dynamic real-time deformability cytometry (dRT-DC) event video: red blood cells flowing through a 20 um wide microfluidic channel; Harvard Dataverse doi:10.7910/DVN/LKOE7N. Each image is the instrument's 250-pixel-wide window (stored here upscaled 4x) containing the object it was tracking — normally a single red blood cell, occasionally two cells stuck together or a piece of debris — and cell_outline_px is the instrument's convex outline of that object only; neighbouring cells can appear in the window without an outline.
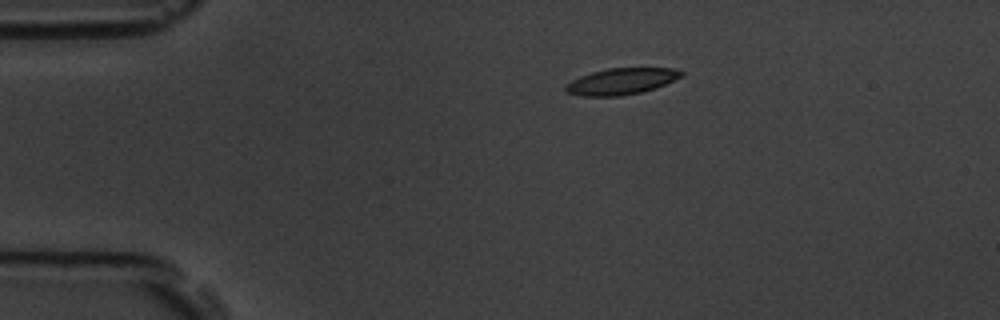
{"species": "common noctule bat (a hibernating species)", "species_latin": "Nyctalus noctula", "temperature_condition": "room temperature", "stored_images_in_passage": 9, "camera_frame_rate_fps": 3000, "um_per_image_px": 0.085, "animal": {"sex": "male", "body_mass_g": 19.5, "forearm_length_mm": 54.6}, "frame": {"image": 1, "passage_image": 1, "time_ms": 0.0, "image_size_px": [1000, 320], "cell_outline_px": [[684, 76], [656, 88], [640, 92], [620, 96], [580, 96], [568, 92], [564, 88], [572, 80], [580, 76], [592, 72], [608, 68], [672, 68], [684, 72]], "centroid_in_image_um": [52.85, 6.91], "position_along_channel_um": 32.2, "area_um2": 17.69}}
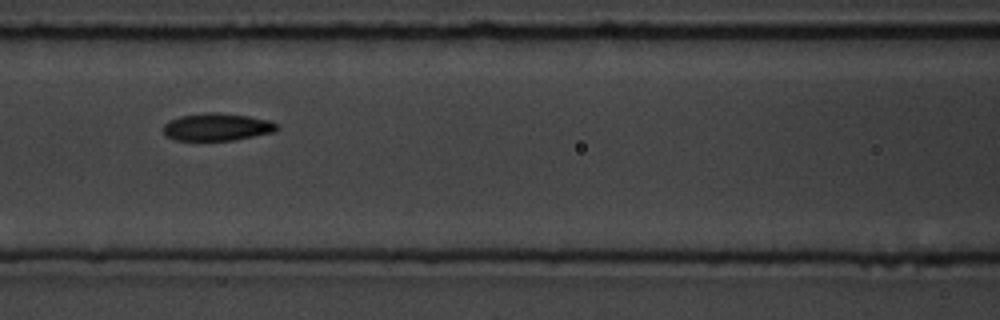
{"frame": {"image": 2, "passage_image": 5, "time_ms": 4.667, "image_size_px": [1000, 320], "cell_outline_px": [[280, 128], [272, 132], [236, 140], [176, 140], [168, 136], [164, 132], [164, 124], [168, 120], [180, 116], [208, 112], [220, 112], [248, 116], [268, 120], [280, 124]], "centroid_in_image_um": [18.47, 10.78], "position_along_channel_um": 148.1, "area_um2": 18.21}}
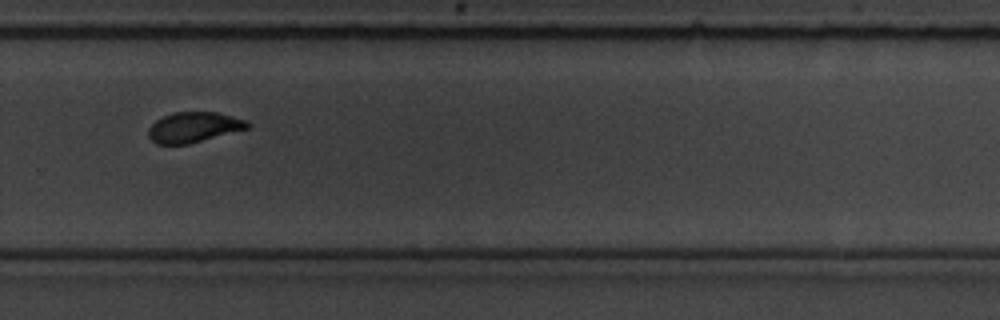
{"frame": {"image": 3, "passage_image": 9, "time_ms": 9.333, "image_size_px": [1000, 320], "cell_outline_px": [[252, 124], [248, 128], [188, 144], [156, 144], [148, 136], [148, 128], [156, 120], [172, 112], [216, 112], [248, 120]], "centroid_in_image_um": [16.47, 10.81], "position_along_channel_um": 313.3, "area_um2": 17.46}}